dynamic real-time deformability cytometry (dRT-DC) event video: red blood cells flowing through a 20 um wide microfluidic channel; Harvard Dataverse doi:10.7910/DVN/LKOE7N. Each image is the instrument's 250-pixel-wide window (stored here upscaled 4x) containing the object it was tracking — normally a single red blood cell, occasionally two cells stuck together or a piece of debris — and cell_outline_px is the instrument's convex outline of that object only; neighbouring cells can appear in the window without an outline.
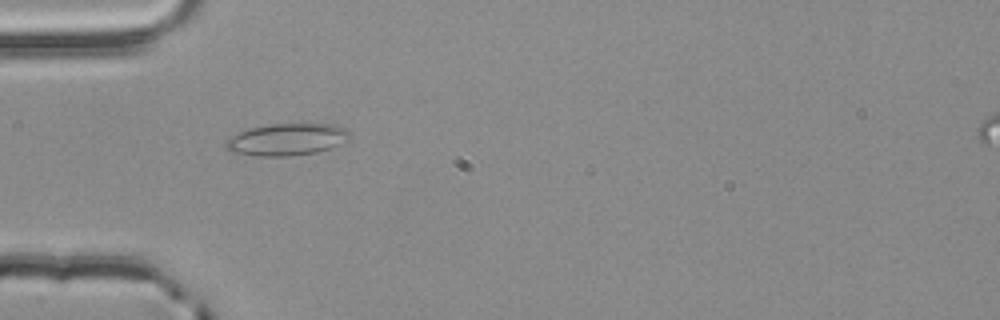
{"species": "common noctule bat (a hibernating species)", "species_latin": "Nyctalus noctula", "temperature_condition": "room temperature", "stored_images_in_passage": 1, "camera_frame_rate_fps": 3000, "um_per_image_px": 0.085, "animal": {"sex": "male", "body_mass_g": 20.4}, "frame": {"image": 1, "passage_image": 1, "time_ms": 0.0, "image_size_px": [1000, 320], "cell_outline_px": [[348, 140], [328, 148], [316, 152], [288, 156], [256, 156], [232, 152], [228, 148], [228, 140], [232, 136], [248, 128], [272, 124], [332, 124], [348, 128]], "centroid_in_image_um": [24.41, 11.85], "position_along_channel_um": 60.6, "area_um2": 22.66}}